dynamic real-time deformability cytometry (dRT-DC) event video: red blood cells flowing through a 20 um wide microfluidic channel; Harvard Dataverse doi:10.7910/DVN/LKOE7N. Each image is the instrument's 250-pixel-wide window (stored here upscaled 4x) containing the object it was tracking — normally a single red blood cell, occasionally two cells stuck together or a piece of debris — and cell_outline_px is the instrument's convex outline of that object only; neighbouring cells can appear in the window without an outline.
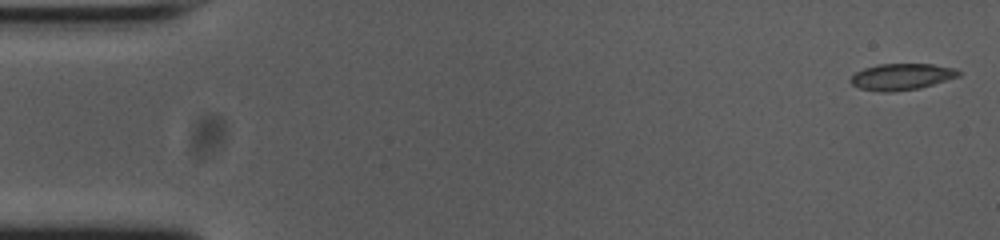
{"species": "common noctule bat (a hibernating species)", "species_latin": "Nyctalus noctula", "temperature_condition": "cold", "stored_images_in_passage": 54, "camera_frame_rate_fps": 3000, "um_per_image_px": 0.085, "animal": {"sex": "female", "body_mass_g": 23.0, "forearm_length_mm": 53.4}, "frame": {"image": 1, "passage_image": 1, "time_ms": 0.0, "image_size_px": [1000, 240], "cell_outline_px": [[960, 76], [920, 88], [892, 92], [880, 92], [860, 88], [852, 84], [848, 80], [856, 72], [864, 68], [880, 64], [932, 64], [952, 68], [960, 72]], "centroid_in_image_um": [76.61, 6.53], "position_along_channel_um": 8.4, "area_um2": 16.53}}
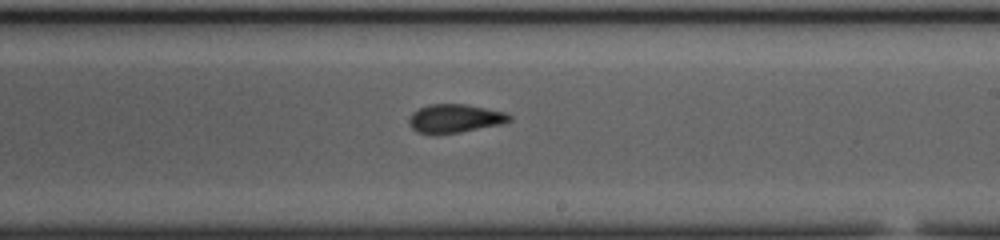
{"frame": {"image": 2, "passage_image": 31, "time_ms": 10.0, "image_size_px": [1000, 240], "cell_outline_px": [[512, 120], [500, 124], [460, 132], [436, 136], [416, 132], [408, 124], [408, 120], [412, 112], [428, 104], [464, 104], [508, 112], [512, 116]], "centroid_in_image_um": [38.63, 10.09], "position_along_channel_um": 250.4, "area_um2": 17.05}}
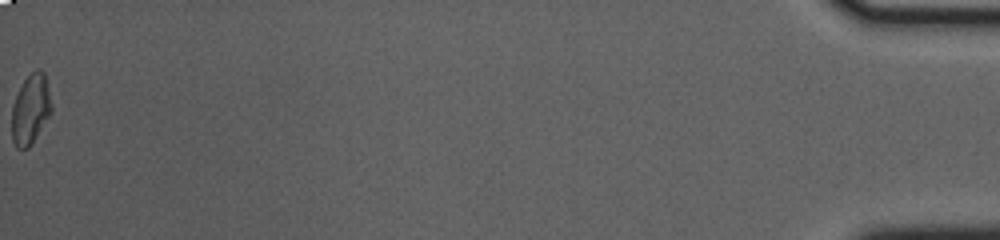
{"frame": {"image": 3, "passage_image": 54, "time_ms": 17.667, "image_size_px": [1000, 240], "cell_outline_px": [[52, 112], [32, 144], [28, 148], [16, 148], [12, 140], [12, 104], [24, 80], [36, 68], [40, 68], [44, 72], [52, 104]], "centroid_in_image_um": [2.61, 9.3], "position_along_channel_um": 432.6, "area_um2": 16.24}, "authors_computed_cell_mechanics": {"area_um2": 16.7909, "velocity_mm_per_s": 3.7509, "shape_relaxation_time_tau1_ms": 9.7601, "shape_relaxation_time_tau2_ms": 1.7434, "deformation_change_tau1": 0.1959, "deformation_change_tau2": 0.0754}}